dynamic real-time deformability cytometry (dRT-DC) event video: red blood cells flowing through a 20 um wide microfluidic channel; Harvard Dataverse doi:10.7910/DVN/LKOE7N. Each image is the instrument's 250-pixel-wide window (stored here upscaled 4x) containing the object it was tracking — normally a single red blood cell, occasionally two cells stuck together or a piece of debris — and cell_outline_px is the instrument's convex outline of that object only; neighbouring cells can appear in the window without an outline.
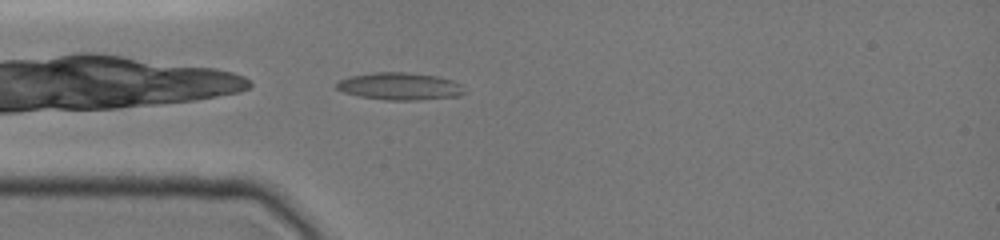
{"species": "common noctule bat (a hibernating species)", "species_latin": "Nyctalus noctula", "temperature_condition": "cold", "stored_images_in_passage": 29, "camera_frame_rate_fps": 3000, "um_per_image_px": 0.085, "animal": {"sex": "female", "body_mass_g": 19.0, "forearm_length_mm": 51.5}, "frame": {"image": 1, "passage_image": 1, "time_ms": 0.0, "image_size_px": [1000, 240], "cell_outline_px": [[464, 92], [460, 96], [416, 100], [384, 100], [360, 96], [344, 92], [336, 88], [336, 84], [340, 80], [348, 76], [372, 72], [408, 72], [436, 76], [452, 80], [460, 84]], "centroid_in_image_um": [33.96, 7.33], "position_along_channel_um": 51.0, "area_um2": 20.35}}
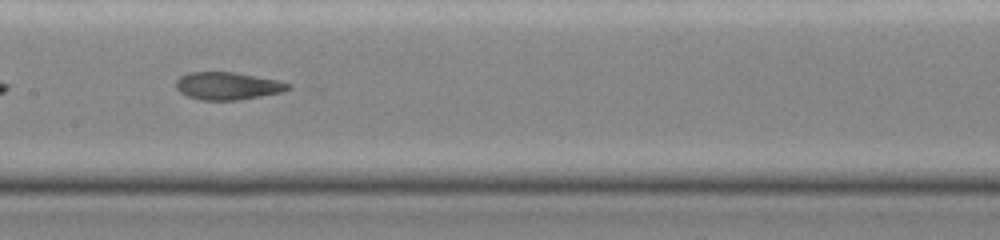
{"frame": {"image": 2, "passage_image": 10, "time_ms": 3.667, "image_size_px": [1000, 240], "cell_outline_px": [[292, 88], [280, 92], [240, 100], [200, 100], [188, 96], [180, 92], [176, 88], [176, 80], [180, 76], [188, 72], [236, 72], [276, 80], [292, 84]], "centroid_in_image_um": [19.33, 7.3], "position_along_channel_um": 188.1, "area_um2": 18.03}}
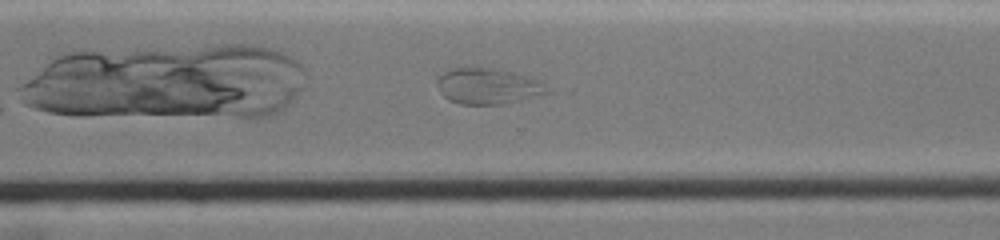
{"frame": {"image": 3, "passage_image": 23, "time_ms": 7.333, "image_size_px": [1000, 240], "cell_outline_px": [[552, 92], [520, 100], [500, 104], [460, 104], [448, 100], [440, 92], [436, 84], [436, 80], [444, 72], [452, 68], [464, 64], [500, 68], [528, 76], [540, 80]], "centroid_in_image_um": [41.44, 7.27], "position_along_channel_um": 329.2, "area_um2": 23.81}}